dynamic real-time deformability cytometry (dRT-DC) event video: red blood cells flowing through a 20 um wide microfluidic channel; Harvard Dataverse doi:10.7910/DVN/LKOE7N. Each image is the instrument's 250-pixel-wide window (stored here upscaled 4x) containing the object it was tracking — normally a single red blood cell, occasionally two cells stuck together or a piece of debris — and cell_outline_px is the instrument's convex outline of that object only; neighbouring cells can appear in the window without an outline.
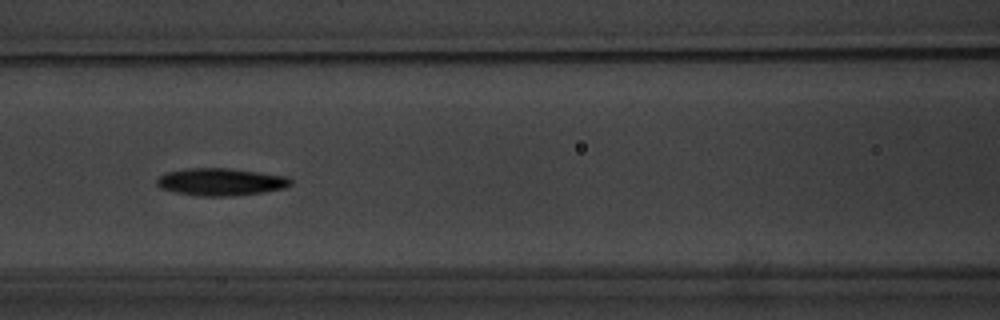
{"species": "common noctule bat (a hibernating species)", "species_latin": "Nyctalus noctula", "temperature_condition": "warm", "stored_images_in_passage": 13, "camera_frame_rate_fps": 3000, "um_per_image_px": 0.085, "animal": {"sex": "male", "body_mass_g": 20.1, "forearm_length_mm": 53.5}, "frame": {"image": 1, "passage_image": 6, "time_ms": 7.333, "image_size_px": [1000, 320], "cell_outline_px": [[292, 184], [284, 188], [264, 192], [232, 196], [196, 196], [176, 192], [160, 188], [156, 184], [156, 180], [160, 176], [168, 172], [188, 168], [228, 168], [260, 172], [288, 176], [292, 180]], "centroid_in_image_um": [18.79, 15.46], "position_along_channel_um": 147.8, "area_um2": 21.44}}
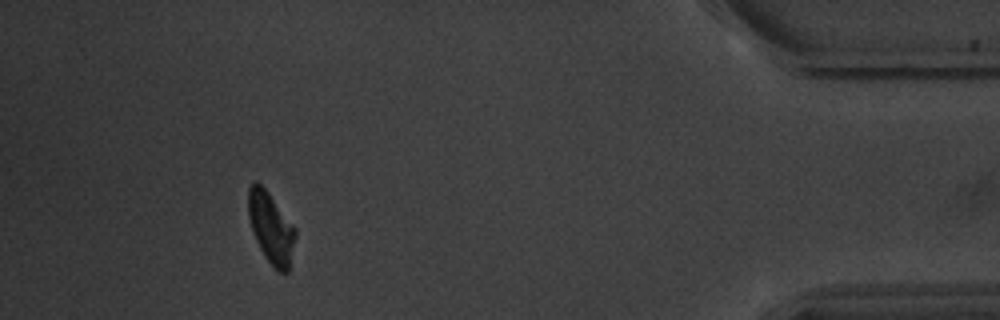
{"frame": {"image": 2, "passage_image": 13, "time_ms": 16.333, "image_size_px": [1000, 320], "cell_outline_px": [[296, 236], [288, 272], [280, 272], [264, 256], [256, 240], [248, 216], [248, 188], [256, 180], [268, 192], [296, 228]], "centroid_in_image_um": [23.03, 19.34], "position_along_channel_um": 412.2, "area_um2": 19.19}, "authors_computed_cell_mechanics": {"area_um2": 20.2878, "velocity_mm_per_s": 3.5377, "shape_relaxation_time_tau1_ms": 1.6189, "shape_relaxation_time_tau2_ms": 8.4345, "deformation_change_tau1": 0.0989, "deformation_change_tau2": 0.1427}}